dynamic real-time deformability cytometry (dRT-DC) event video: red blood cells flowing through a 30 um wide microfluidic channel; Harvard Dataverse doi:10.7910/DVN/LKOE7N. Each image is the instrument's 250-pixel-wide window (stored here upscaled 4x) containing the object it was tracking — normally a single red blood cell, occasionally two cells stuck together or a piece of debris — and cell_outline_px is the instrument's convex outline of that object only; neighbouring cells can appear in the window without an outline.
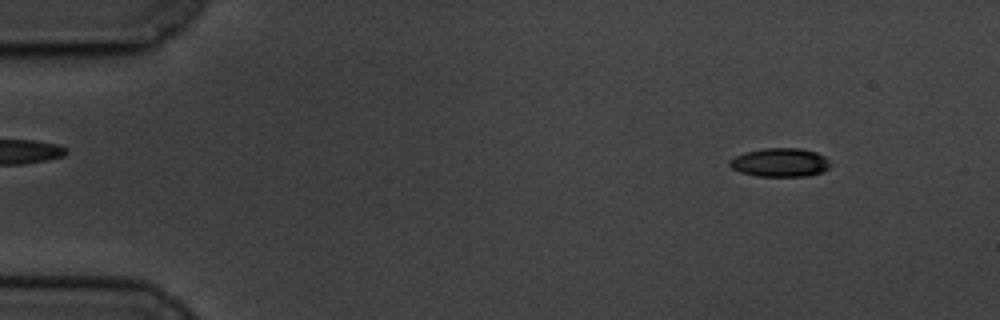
{"species": "common noctule bat (a hibernating species)", "species_latin": "Nyctalus noctula", "temperature_condition": "cold", "stored_images_in_passage": 54, "camera_frame_rate_fps": 3000, "um_per_image_px": 0.085, "animal": {"sex": "male", "body_mass_g": 19.5, "forearm_length_mm": 54.6}, "frame": {"image": 1, "passage_image": 1, "time_ms": 0.0, "image_size_px": [1000, 320], "cell_outline_px": [[832, 164], [828, 168], [820, 172], [804, 176], [756, 176], [740, 172], [732, 168], [728, 164], [728, 160], [744, 152], [764, 148], [800, 148], [816, 152], [824, 156]], "centroid_in_image_um": [66.28, 13.8], "position_along_channel_um": 18.7, "area_um2": 16.82}}
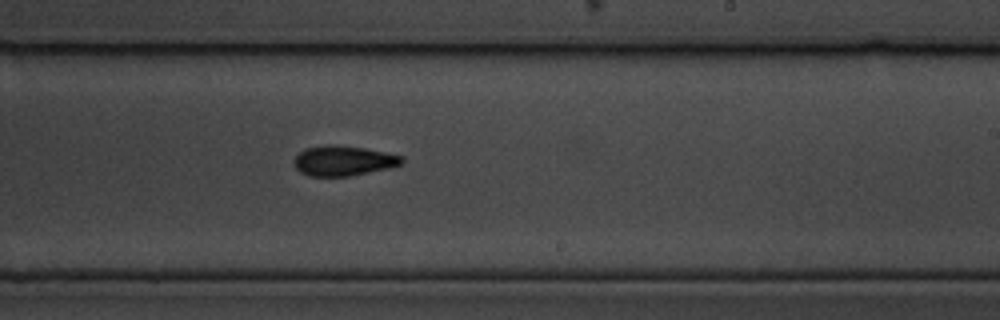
{"frame": {"image": 2, "passage_image": 31, "time_ms": 10.0, "image_size_px": [1000, 320], "cell_outline_px": [[404, 160], [400, 164], [388, 168], [348, 176], [308, 176], [300, 172], [296, 168], [292, 160], [304, 148], [324, 144], [336, 144], [364, 148], [384, 152], [400, 156]], "centroid_in_image_um": [29.11, 13.65], "position_along_channel_um": 259.9, "area_um2": 18.84}}
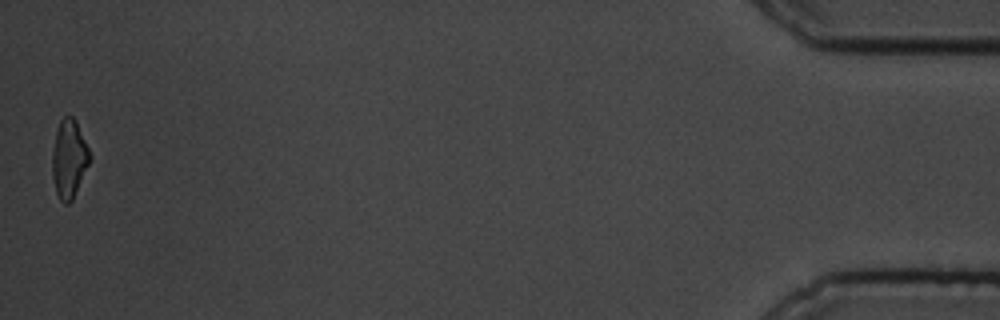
{"frame": {"image": 3, "passage_image": 54, "time_ms": 17.667, "image_size_px": [1000, 320], "cell_outline_px": [[92, 156], [72, 200], [68, 204], [64, 204], [60, 200], [56, 192], [52, 176], [52, 152], [56, 132], [60, 120], [64, 116], [72, 116], [76, 120]], "centroid_in_image_um": [5.86, 13.49], "position_along_channel_um": 429.3, "area_um2": 17.05}, "authors_computed_cell_mechanics": {"area_um2": 18.2937, "velocity_mm_per_s": 3.3824, "shape_relaxation_time_tau1_ms": 5.4455, "shape_relaxation_time_tau2_ms": 4.7943, "deformation_change_tau1": 0.1684, "deformation_change_tau2": 0.115}}